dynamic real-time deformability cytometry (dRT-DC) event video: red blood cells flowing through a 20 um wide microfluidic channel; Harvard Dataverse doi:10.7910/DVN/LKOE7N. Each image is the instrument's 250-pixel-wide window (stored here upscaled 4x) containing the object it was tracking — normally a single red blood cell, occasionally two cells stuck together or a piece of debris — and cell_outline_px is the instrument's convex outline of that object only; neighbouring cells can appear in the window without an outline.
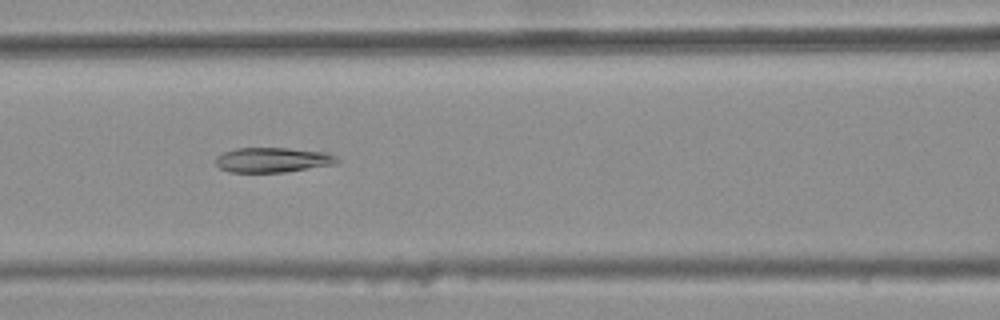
{"species": "common noctule bat (a hibernating species)", "species_latin": "Nyctalus noctula", "temperature_condition": "warm", "stored_images_in_passage": 7, "camera_frame_rate_fps": 3000, "um_per_image_px": 0.085, "animal": {"sex": "female", "body_mass_g": 25.1}, "frame": {"image": 1, "passage_image": 7, "time_ms": 2.0, "image_size_px": [1000, 320], "cell_outline_px": [[340, 160], [336, 164], [284, 172], [228, 172], [220, 168], [216, 164], [216, 156], [224, 152], [236, 148], [288, 148], [328, 152], [336, 156]], "centroid_in_image_um": [23.2, 13.59], "position_along_channel_um": 143.4, "area_um2": 17.69}}